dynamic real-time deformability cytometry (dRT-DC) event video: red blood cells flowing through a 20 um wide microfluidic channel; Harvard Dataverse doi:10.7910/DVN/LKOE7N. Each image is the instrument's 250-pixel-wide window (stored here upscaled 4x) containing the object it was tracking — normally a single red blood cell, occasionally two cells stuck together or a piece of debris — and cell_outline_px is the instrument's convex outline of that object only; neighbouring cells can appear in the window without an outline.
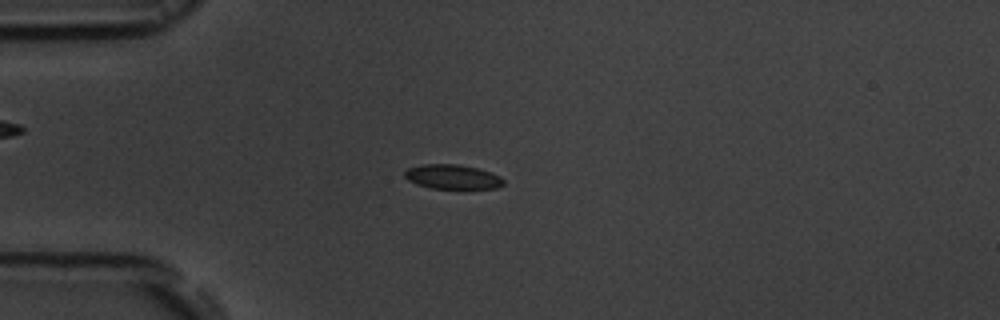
{"species": "common noctule bat (a hibernating species)", "species_latin": "Nyctalus noctula", "temperature_condition": "room temperature", "stored_images_in_passage": 53, "camera_frame_rate_fps": 3000, "um_per_image_px": 0.085, "animal": {"sex": "male", "body_mass_g": 19.5, "forearm_length_mm": 54.6}, "frame": {"image": 1, "passage_image": 14, "time_ms": 4.333, "image_size_px": [1000, 320], "cell_outline_px": [[504, 184], [496, 188], [432, 188], [416, 184], [408, 180], [404, 176], [404, 172], [408, 168], [424, 164], [456, 164], [476, 168], [500, 176], [504, 180]], "centroid_in_image_um": [38.43, 15.03], "position_along_channel_um": 46.6, "area_um2": 13.87}}
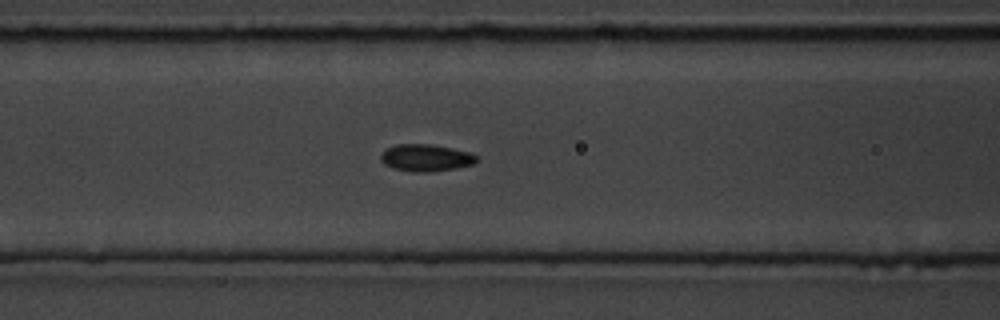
{"frame": {"image": 2, "passage_image": 22, "time_ms": 7.0, "image_size_px": [1000, 320], "cell_outline_px": [[476, 160], [472, 164], [456, 168], [428, 172], [416, 172], [392, 168], [384, 164], [380, 160], [380, 156], [388, 148], [396, 144], [432, 144], [472, 152], [476, 156]], "centroid_in_image_um": [36.19, 13.41], "position_along_channel_um": 130.4, "area_um2": 15.03}}
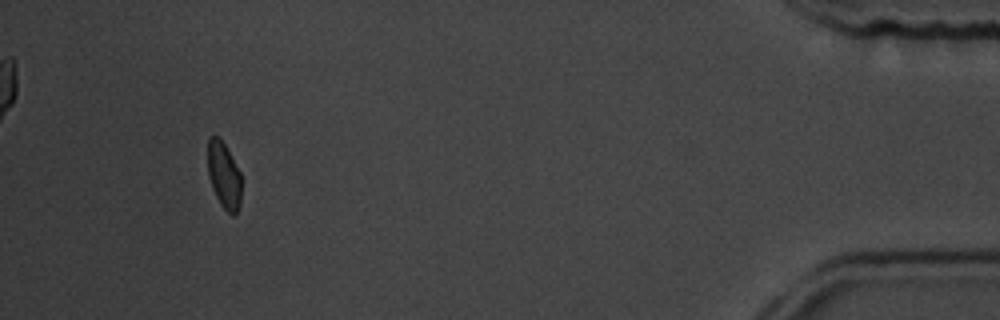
{"frame": {"image": 3, "passage_image": 50, "time_ms": 16.333, "image_size_px": [1000, 320], "cell_outline_px": [[240, 204], [236, 212], [232, 216], [220, 204], [212, 188], [208, 176], [208, 136], [220, 136], [240, 172]], "centroid_in_image_um": [19.01, 14.88], "position_along_channel_um": 416.2, "area_um2": 12.95}, "authors_computed_cell_mechanics": {"area_um2": 14.3344, "velocity_mm_per_s": 3.8073, "shape_relaxation_time_tau1_ms": 2.89, "shape_relaxation_time_tau2_ms": 3.3584, "deformation_change_tau1": 0.0938, "deformation_change_tau2": 0.066}}